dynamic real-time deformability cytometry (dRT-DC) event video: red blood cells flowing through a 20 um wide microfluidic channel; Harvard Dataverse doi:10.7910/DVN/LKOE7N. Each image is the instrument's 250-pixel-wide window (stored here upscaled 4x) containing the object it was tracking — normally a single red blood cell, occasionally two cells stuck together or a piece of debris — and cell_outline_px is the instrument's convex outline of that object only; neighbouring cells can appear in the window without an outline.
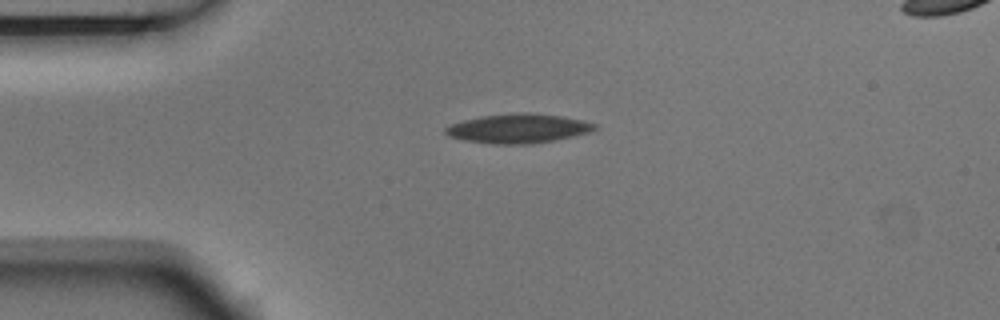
{"species": "Egyptian fruit bat (a non-hibernating species)", "species_latin": "Rousettus aegyptiacus", "temperature_condition": "room temperature", "stored_images_in_passage": 3, "camera_frame_rate_fps": 3000, "um_per_image_px": 0.085, "animal": {"sex": "male"}, "frame": {"image": 1, "passage_image": 1, "time_ms": 0.0, "image_size_px": [1000, 320], "cell_outline_px": [[600, 128], [588, 132], [556, 140], [528, 144], [492, 144], [464, 140], [448, 136], [444, 132], [444, 128], [448, 124], [480, 116], [520, 112], [528, 112], [564, 116], [584, 120], [596, 124]], "centroid_in_image_um": [44.04, 10.91], "position_along_channel_um": 41.0, "area_um2": 25.72}}
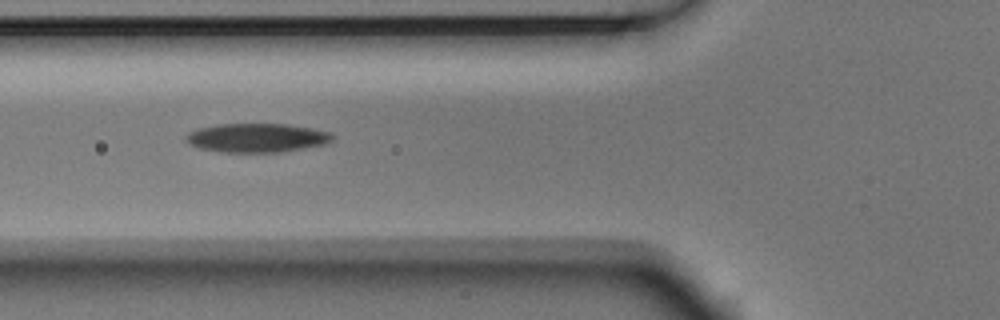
{"frame": {"image": 2, "passage_image": 3, "time_ms": 0.667, "image_size_px": [1000, 320], "cell_outline_px": [[336, 136], [332, 140], [324, 144], [280, 152], [224, 152], [200, 148], [188, 144], [184, 140], [184, 136], [188, 132], [196, 128], [220, 124], [288, 124], [312, 128], [332, 132]], "centroid_in_image_um": [21.81, 11.7], "position_along_channel_um": 104.0, "area_um2": 24.85}}